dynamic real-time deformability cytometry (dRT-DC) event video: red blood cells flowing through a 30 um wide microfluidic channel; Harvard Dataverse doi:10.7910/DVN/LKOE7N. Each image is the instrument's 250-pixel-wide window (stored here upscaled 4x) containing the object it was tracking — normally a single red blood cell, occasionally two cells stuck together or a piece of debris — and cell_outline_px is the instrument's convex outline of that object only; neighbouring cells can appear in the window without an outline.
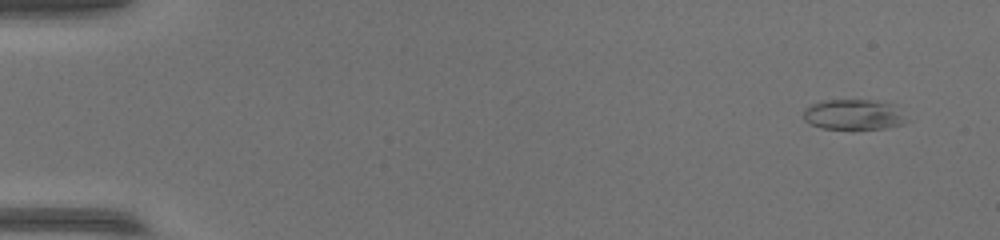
{"species": "common noctule bat (a hibernating species)", "species_latin": "Nyctalus noctula", "temperature_condition": "warm", "stored_images_in_passage": 51, "camera_frame_rate_fps": 3000, "um_per_image_px": 0.085, "animal": {"sex": "female", "body_mass_g": 17.0, "forearm_length_mm": 48.0}, "frame": {"image": 1, "passage_image": 1, "time_ms": 0.0, "image_size_px": [1000, 240], "cell_outline_px": [[912, 120], [904, 124], [884, 128], [820, 128], [804, 120], [804, 108], [812, 104], [824, 100], [876, 100], [892, 104]], "centroid_in_image_um": [72.61, 9.73], "position_along_channel_um": 12.4, "area_um2": 18.26}}
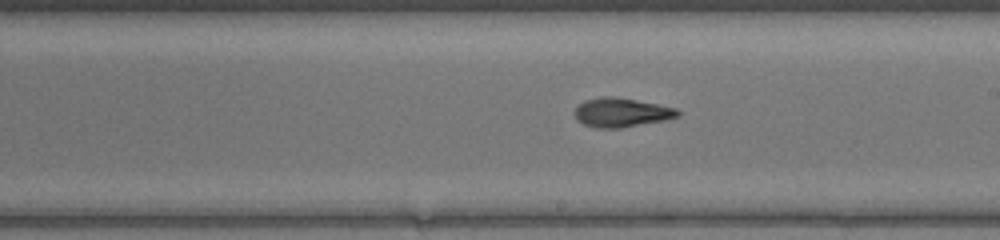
{"frame": {"image": 2, "passage_image": 29, "time_ms": 9.333, "image_size_px": [1000, 240], "cell_outline_px": [[680, 116], [664, 120], [620, 128], [596, 128], [584, 124], [576, 120], [572, 112], [584, 100], [600, 96], [612, 96], [636, 100], [676, 108], [680, 112]], "centroid_in_image_um": [52.77, 9.56], "position_along_channel_um": 236.2, "area_um2": 17.51}}
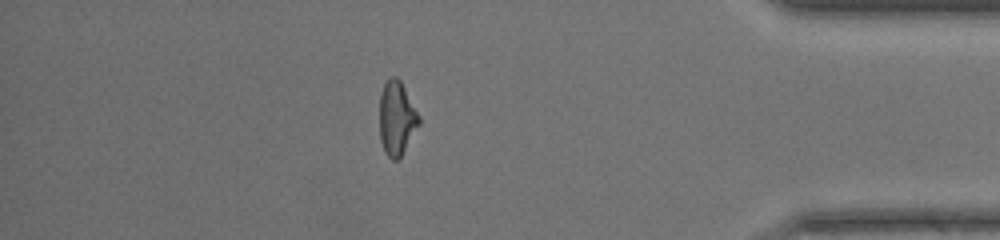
{"frame": {"image": 3, "passage_image": 44, "time_ms": 14.333, "image_size_px": [1000, 240], "cell_outline_px": [[420, 124], [400, 156], [396, 160], [392, 160], [384, 152], [380, 140], [380, 92], [388, 76], [396, 76], [400, 80], [420, 116]], "centroid_in_image_um": [33.71, 10.02], "position_along_channel_um": 401.5, "area_um2": 16.99}}